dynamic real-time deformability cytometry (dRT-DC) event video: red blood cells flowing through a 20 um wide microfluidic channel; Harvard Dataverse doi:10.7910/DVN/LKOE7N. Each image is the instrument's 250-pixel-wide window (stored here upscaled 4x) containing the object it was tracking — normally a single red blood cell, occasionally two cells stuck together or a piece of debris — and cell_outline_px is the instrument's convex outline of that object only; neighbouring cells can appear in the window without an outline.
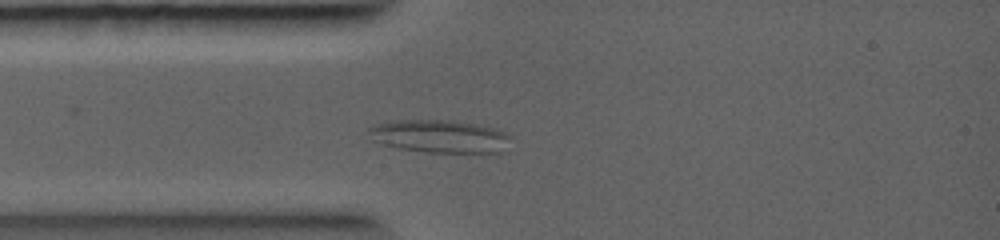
{"species": "common noctule bat (a hibernating species)", "species_latin": "Nyctalus noctula", "temperature_condition": "warm", "stored_images_in_passage": 3, "camera_frame_rate_fps": 5000, "um_per_image_px": 0.085, "animal": {"sex": "female", "body_mass_g": 19.0, "forearm_length_mm": 56.7}, "frame": {"image": 1, "passage_image": 3, "time_ms": 1.8, "image_size_px": [1000, 240], "cell_outline_px": [[512, 136], [504, 152], [496, 156], [428, 152], [396, 148], [380, 144], [372, 140], [368, 132], [368, 128], [372, 124], [396, 120], [452, 120], [476, 124], [496, 128]], "centroid_in_image_um": [37.46, 11.64], "position_along_channel_um": 47.5, "area_um2": 28.61}}